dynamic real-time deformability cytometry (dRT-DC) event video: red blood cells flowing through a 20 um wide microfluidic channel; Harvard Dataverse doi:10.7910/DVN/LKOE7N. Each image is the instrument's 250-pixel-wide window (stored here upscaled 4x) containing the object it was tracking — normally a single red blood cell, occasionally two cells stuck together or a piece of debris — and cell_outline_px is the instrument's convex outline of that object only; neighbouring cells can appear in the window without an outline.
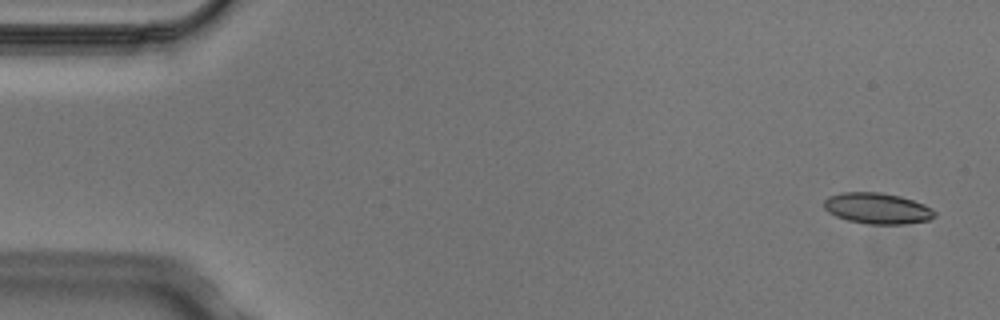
{"species": "Egyptian fruit bat (a non-hibernating species)", "species_latin": "Rousettus aegyptiacus", "temperature_condition": "cold", "stored_images_in_passage": 7, "camera_frame_rate_fps": 3000, "um_per_image_px": 0.085, "animal": {"sex": "male"}, "frame": {"image": 1, "passage_image": 1, "time_ms": 0.0, "image_size_px": [1000, 320], "cell_outline_px": [[936, 216], [928, 220], [904, 224], [868, 224], [848, 220], [836, 216], [828, 212], [824, 208], [824, 200], [828, 196], [844, 192], [880, 192], [900, 196], [924, 204], [932, 208], [936, 212]], "centroid_in_image_um": [74.58, 17.71], "position_along_channel_um": 10.4, "area_um2": 20.0}}
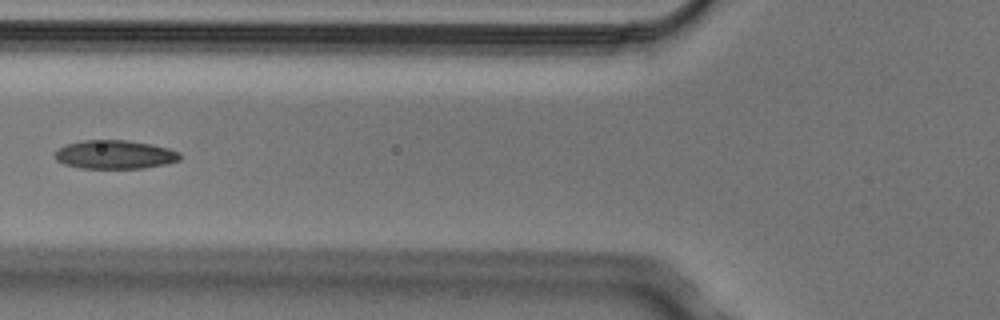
{"frame": {"image": 2, "passage_image": 6, "time_ms": 1.667, "image_size_px": [1000, 320], "cell_outline_px": [[180, 160], [164, 164], [144, 168], [80, 168], [64, 164], [56, 160], [56, 152], [64, 144], [84, 140], [128, 140], [152, 144], [168, 148], [180, 152]], "centroid_in_image_um": [9.77, 13.13], "position_along_channel_um": 116.0, "area_um2": 20.87}}
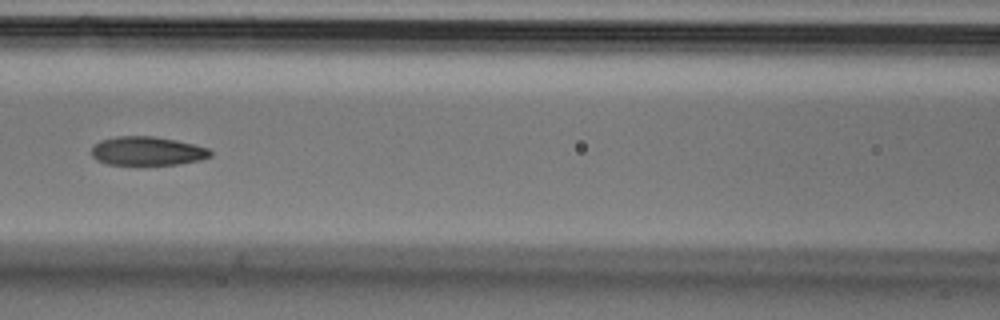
{"frame": {"image": 3, "passage_image": 7, "time_ms": 2.0, "image_size_px": [1000, 320], "cell_outline_px": [[212, 156], [200, 160], [180, 164], [108, 164], [96, 160], [92, 156], [92, 148], [100, 140], [116, 136], [152, 136], [176, 140], [208, 148], [212, 152]], "centroid_in_image_um": [12.52, 12.83], "position_along_channel_um": 154.1, "area_um2": 19.83}}